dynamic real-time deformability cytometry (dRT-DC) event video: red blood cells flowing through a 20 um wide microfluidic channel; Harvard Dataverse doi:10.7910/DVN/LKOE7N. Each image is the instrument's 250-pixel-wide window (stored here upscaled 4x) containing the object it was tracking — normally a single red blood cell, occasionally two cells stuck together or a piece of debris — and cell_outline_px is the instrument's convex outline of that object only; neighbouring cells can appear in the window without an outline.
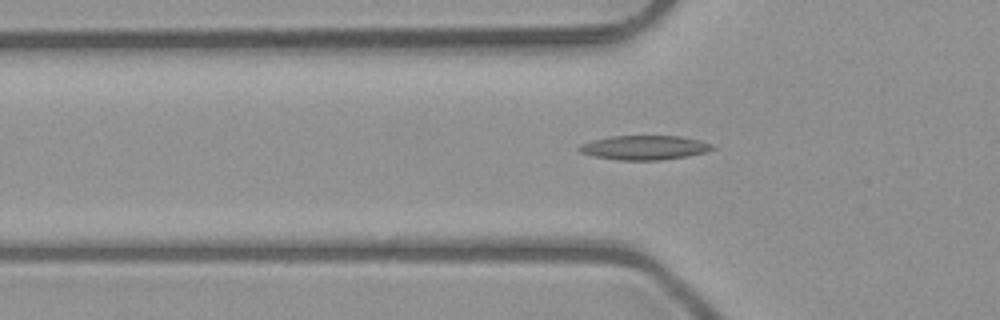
{"species": "common noctule bat (a hibernating species)", "species_latin": "Nyctalus noctula", "temperature_condition": "room temperature", "stored_images_in_passage": 45, "camera_frame_rate_fps": 3000, "um_per_image_px": 0.085, "animal": {"sex": "male", "body_mass_g": 23.1, "forearm_length_mm": 52.7}, "frame": {"image": 1, "passage_image": 17, "time_ms": 5.333, "image_size_px": [1000, 320], "cell_outline_px": [[716, 148], [704, 152], [688, 156], [660, 160], [616, 160], [592, 156], [580, 152], [576, 148], [580, 144], [592, 140], [608, 136], [680, 136], [700, 140], [712, 144]], "centroid_in_image_um": [54.73, 12.54], "position_along_channel_um": 71.1, "area_um2": 19.02}}
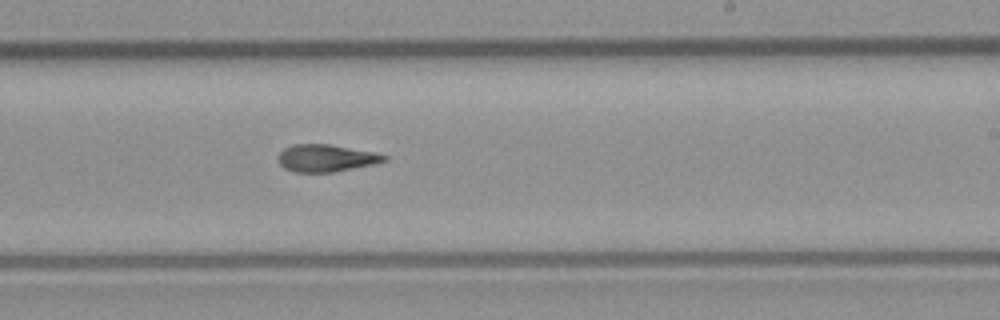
{"frame": {"image": 2, "passage_image": 31, "time_ms": 10.0, "image_size_px": [1000, 320], "cell_outline_px": [[388, 160], [372, 164], [332, 172], [296, 172], [284, 168], [280, 164], [276, 156], [284, 148], [292, 144], [328, 144], [372, 152], [388, 156]], "centroid_in_image_um": [27.66, 13.43], "position_along_channel_um": 261.3, "area_um2": 16.65}}
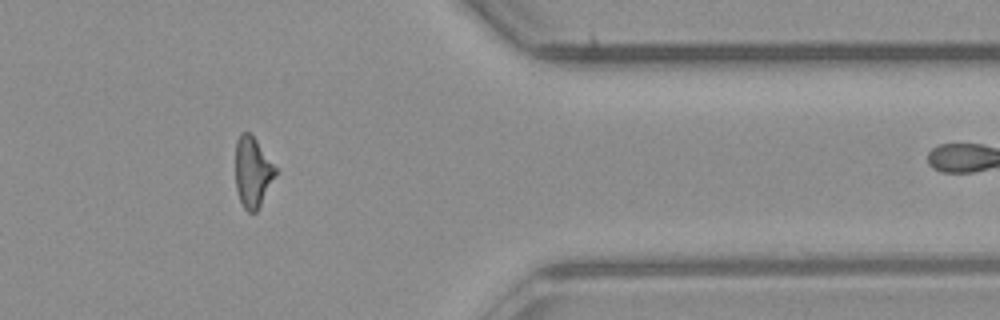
{"frame": {"image": 3, "passage_image": 42, "time_ms": 13.667, "image_size_px": [1000, 320], "cell_outline_px": [[276, 176], [256, 212], [248, 212], [244, 208], [240, 200], [236, 188], [236, 140], [240, 132], [248, 132], [256, 140], [276, 168]], "centroid_in_image_um": [21.46, 14.63], "position_along_channel_um": 389.9, "area_um2": 16.18}, "authors_computed_cell_mechanics": {"area_um2": 16.9932, "velocity_mm_per_s": 4.0532, "shape_relaxation_time_tau1_ms": null, "shape_relaxation_time_tau2_ms": 4.0705, "deformation_change_tau1": null, "deformation_change_tau2": 0.1296}}